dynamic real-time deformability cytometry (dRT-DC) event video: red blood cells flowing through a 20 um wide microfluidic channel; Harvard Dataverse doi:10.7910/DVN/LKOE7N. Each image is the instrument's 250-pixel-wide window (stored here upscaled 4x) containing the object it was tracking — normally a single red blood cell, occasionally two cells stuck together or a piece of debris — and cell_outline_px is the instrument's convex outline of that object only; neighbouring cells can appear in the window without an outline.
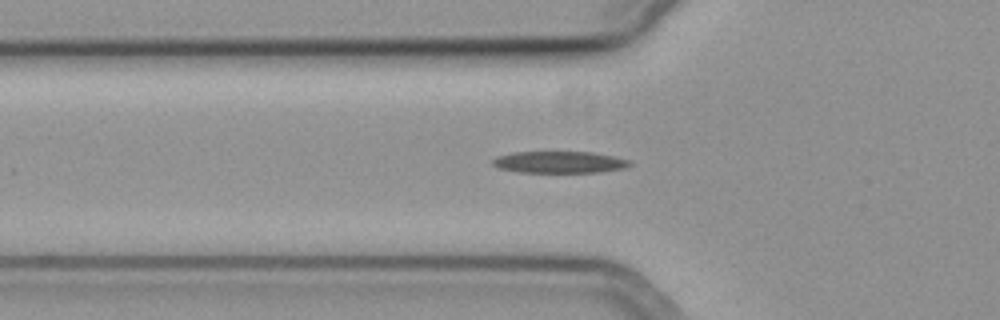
{"species": "common noctule bat (a hibernating species)", "species_latin": "Nyctalus noctula", "temperature_condition": "cold", "stored_images_in_passage": 37, "camera_frame_rate_fps": 3000, "um_per_image_px": 0.085, "animal": {"sex": "female", "body_mass_g": 19.3, "forearm_length_mm": 54.1}, "frame": {"image": 1, "passage_image": 5, "time_ms": 1.333, "image_size_px": [1000, 320], "cell_outline_px": [[632, 164], [624, 168], [600, 172], [516, 172], [496, 168], [492, 164], [492, 160], [496, 156], [512, 152], [592, 152], [612, 156], [628, 160]], "centroid_in_image_um": [47.48, 13.78], "position_along_channel_um": 78.3, "area_um2": 17.4}}
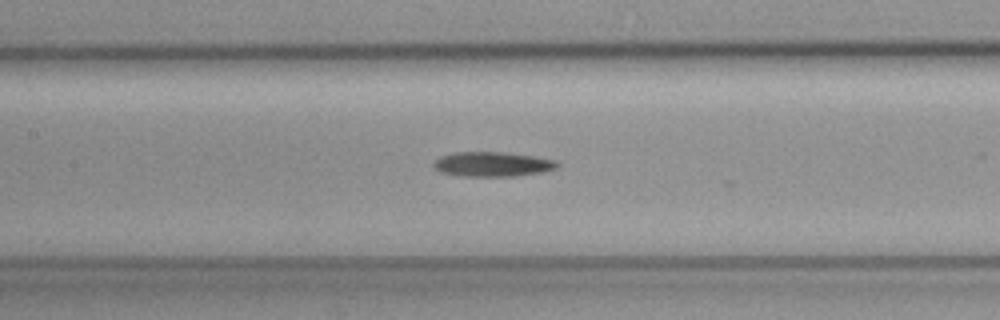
{"frame": {"image": 2, "passage_image": 12, "time_ms": 3.667, "image_size_px": [1000, 320], "cell_outline_px": [[560, 164], [556, 168], [544, 172], [516, 176], [460, 176], [440, 172], [432, 164], [440, 156], [456, 152], [504, 152], [532, 156], [556, 160]], "centroid_in_image_um": [41.87, 13.96], "position_along_channel_um": 165.5, "area_um2": 17.8}}
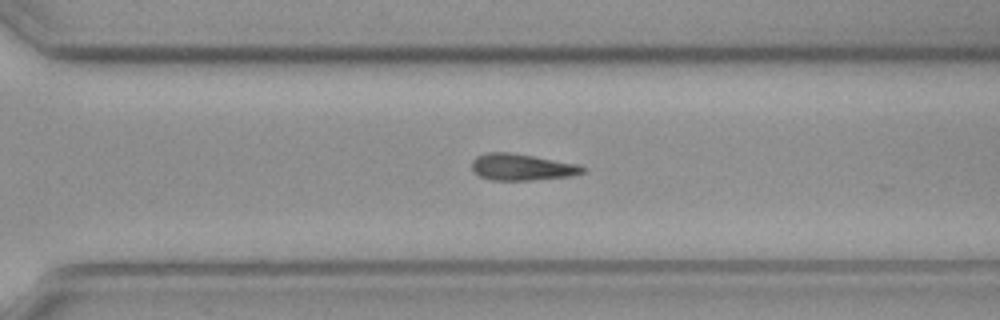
{"frame": {"image": 3, "passage_image": 25, "time_ms": 8.0, "image_size_px": [1000, 320], "cell_outline_px": [[588, 168], [584, 172], [572, 176], [532, 180], [492, 180], [480, 176], [472, 172], [472, 160], [476, 156], [484, 152], [512, 152], [580, 164]], "centroid_in_image_um": [44.37, 14.19], "position_along_channel_um": 326.2, "area_um2": 17.51}}